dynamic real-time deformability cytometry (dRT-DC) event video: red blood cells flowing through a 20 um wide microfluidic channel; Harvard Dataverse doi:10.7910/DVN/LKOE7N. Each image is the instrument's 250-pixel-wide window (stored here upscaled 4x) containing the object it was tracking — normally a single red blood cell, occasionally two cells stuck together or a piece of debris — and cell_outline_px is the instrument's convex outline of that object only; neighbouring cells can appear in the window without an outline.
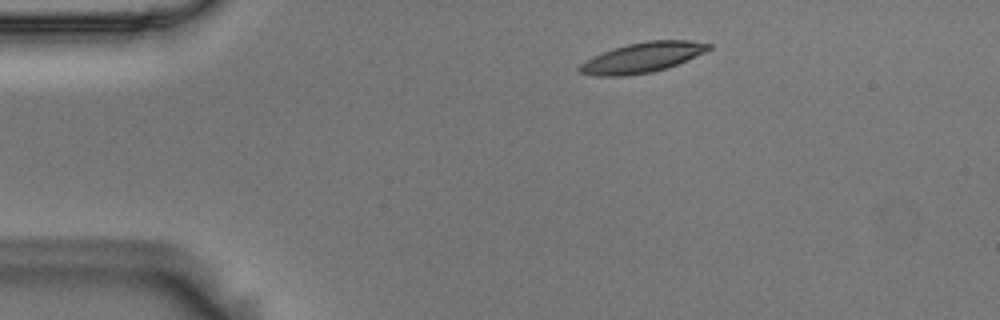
{"species": "Egyptian fruit bat (a non-hibernating species)", "species_latin": "Rousettus aegyptiacus", "temperature_condition": "room temperature", "stored_images_in_passage": 2, "camera_frame_rate_fps": 3000, "um_per_image_px": 0.085, "animal": {"sex": "male"}, "frame": {"image": 1, "passage_image": 1, "time_ms": 0.0, "image_size_px": [1000, 320], "cell_outline_px": [[712, 48], [704, 52], [676, 64], [652, 72], [624, 76], [596, 76], [580, 72], [576, 68], [584, 60], [592, 56], [612, 48], [628, 44], [648, 40], [688, 40], [712, 44]], "centroid_in_image_um": [54.54, 4.88], "position_along_channel_um": 30.5, "area_um2": 22.54}}